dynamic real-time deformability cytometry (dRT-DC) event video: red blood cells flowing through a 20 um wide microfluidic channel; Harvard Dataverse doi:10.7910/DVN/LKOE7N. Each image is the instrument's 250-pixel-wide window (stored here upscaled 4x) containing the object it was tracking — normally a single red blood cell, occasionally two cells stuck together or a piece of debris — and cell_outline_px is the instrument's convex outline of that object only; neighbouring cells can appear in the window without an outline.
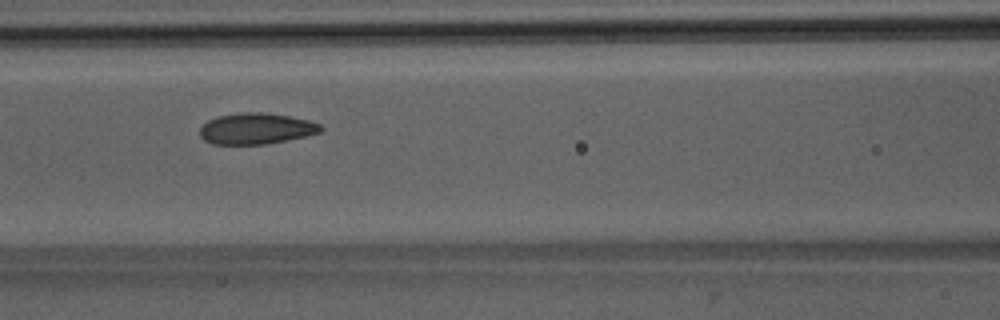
{"species": "Egyptian fruit bat (a non-hibernating species)", "species_latin": "Rousettus aegyptiacus", "temperature_condition": "room temperature", "stored_images_in_passage": 8, "camera_frame_rate_fps": 3000, "um_per_image_px": 0.085, "animal": {"sex": "male"}, "frame": {"image": 1, "passage_image": 6, "time_ms": 6.333, "image_size_px": [1000, 320], "cell_outline_px": [[324, 128], [320, 132], [304, 136], [264, 144], [212, 144], [204, 140], [200, 136], [200, 128], [208, 120], [216, 116], [240, 112], [264, 112], [288, 116], [308, 120], [320, 124]], "centroid_in_image_um": [21.74, 10.92], "position_along_channel_um": 144.9, "area_um2": 21.79}}